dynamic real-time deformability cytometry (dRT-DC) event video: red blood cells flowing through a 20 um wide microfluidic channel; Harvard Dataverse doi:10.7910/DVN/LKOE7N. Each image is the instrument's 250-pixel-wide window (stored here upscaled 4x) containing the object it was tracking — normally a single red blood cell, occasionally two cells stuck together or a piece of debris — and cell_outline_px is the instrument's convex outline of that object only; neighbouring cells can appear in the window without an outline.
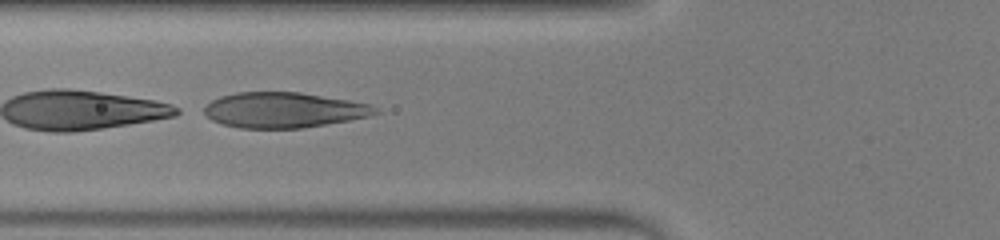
{"species": "human", "species_latin": "Homo sapiens", "temperature_condition": "warm", "stored_images_in_passage": 36, "camera_frame_rate_fps": 3000, "um_per_image_px": 0.085, "donor": {"sex": "male"}, "frame": {"image": 1, "passage_image": 6, "time_ms": 1.667, "image_size_px": [1000, 240], "cell_outline_px": [[380, 112], [368, 116], [348, 120], [300, 128], [240, 128], [220, 124], [212, 120], [204, 112], [204, 108], [212, 100], [220, 96], [236, 92], [300, 92], [348, 100], [368, 104], [376, 108]], "centroid_in_image_um": [24.07, 9.35], "position_along_channel_um": 101.7, "area_um2": 34.97}}
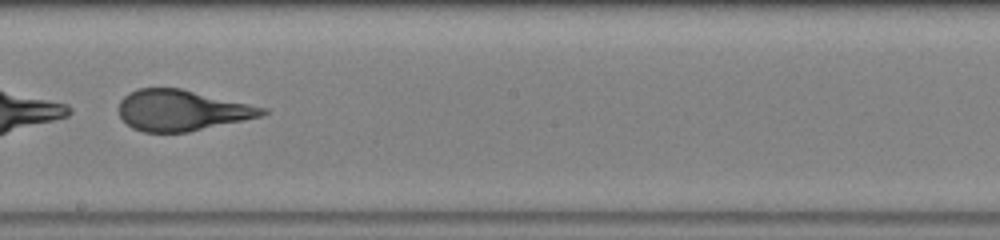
{"frame": {"image": 2, "passage_image": 16, "time_ms": 5.0, "image_size_px": [1000, 240], "cell_outline_px": [[268, 112], [260, 116], [188, 132], [144, 132], [132, 128], [120, 116], [120, 100], [124, 96], [140, 88], [180, 88], [268, 108]], "centroid_in_image_um": [15.45, 9.38], "position_along_channel_um": 232.7, "area_um2": 33.7}, "authors_computed_cell_mechanics": {"area_um2": 35.258, "velocity_mm_per_s": 3.9207, "shape_relaxation_time_tau1_ms": 6.6069, "shape_relaxation_time_tau2_ms": 0.7171, "deformation_change_tau1": 0.2303, "deformation_change_tau2": 0.0879}}